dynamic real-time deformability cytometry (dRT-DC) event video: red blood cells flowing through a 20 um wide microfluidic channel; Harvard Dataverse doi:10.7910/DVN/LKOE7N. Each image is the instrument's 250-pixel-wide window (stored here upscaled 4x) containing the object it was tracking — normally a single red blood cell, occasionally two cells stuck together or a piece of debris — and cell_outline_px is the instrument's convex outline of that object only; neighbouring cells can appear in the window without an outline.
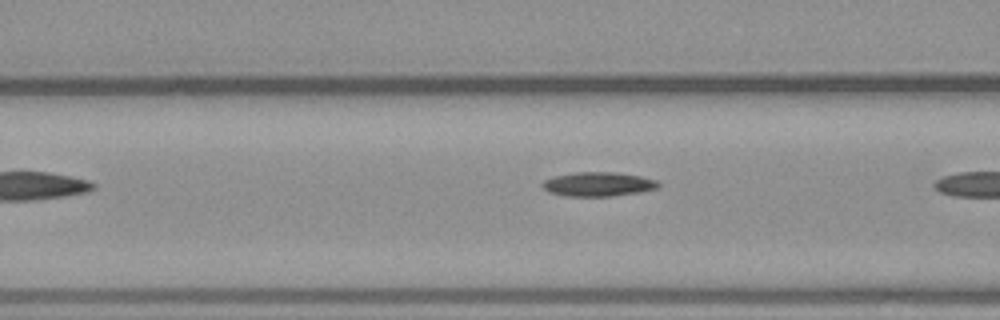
{"species": "common noctule bat (a hibernating species)", "species_latin": "Nyctalus noctula", "temperature_condition": "warm", "stored_images_in_passage": 6, "camera_frame_rate_fps": 3000, "um_per_image_px": 0.085, "animal": {"sex": "male", "body_mass_g": 23.1, "forearm_length_mm": 52.7}, "frame": {"image": 1, "passage_image": 5, "time_ms": 1.333, "image_size_px": [1000, 320], "cell_outline_px": [[660, 184], [656, 188], [640, 192], [612, 196], [564, 196], [548, 192], [540, 184], [544, 180], [552, 176], [576, 172], [616, 172], [640, 176], [656, 180]], "centroid_in_image_um": [50.8, 15.65], "position_along_channel_um": 115.8, "area_um2": 16.42}}